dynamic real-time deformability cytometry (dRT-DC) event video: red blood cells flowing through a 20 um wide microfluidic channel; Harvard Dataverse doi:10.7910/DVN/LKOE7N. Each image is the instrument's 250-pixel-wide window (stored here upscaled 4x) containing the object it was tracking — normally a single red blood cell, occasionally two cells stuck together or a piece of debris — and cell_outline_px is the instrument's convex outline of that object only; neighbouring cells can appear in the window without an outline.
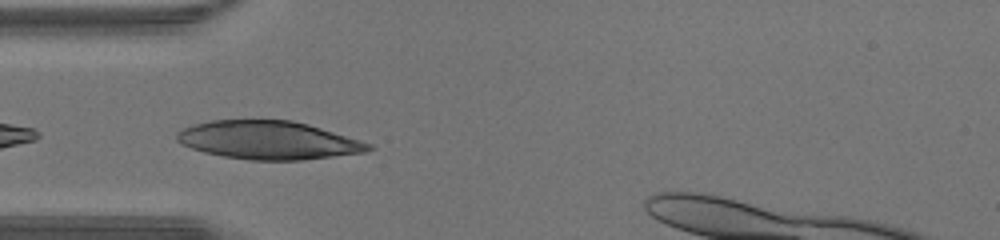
{"species": "human", "species_latin": "Homo sapiens", "temperature_condition": "warm", "stored_images_in_passage": 16, "camera_frame_rate_fps": 3000, "um_per_image_px": 0.085, "donor": {"sex": "male"}, "frame": {"image": 1, "passage_image": 11, "time_ms": 3.333, "image_size_px": [1000, 240], "cell_outline_px": [[376, 148], [364, 152], [304, 160], [252, 160], [224, 156], [204, 152], [180, 144], [176, 140], [176, 132], [184, 128], [196, 124], [212, 120], [292, 120], [308, 124], [360, 140], [372, 144]], "centroid_in_image_um": [22.82, 11.92], "position_along_channel_um": 62.2, "area_um2": 42.6}}
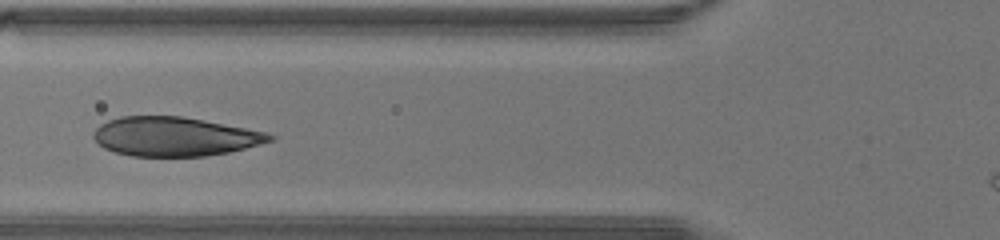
{"frame": {"image": 2, "passage_image": 14, "time_ms": 4.333, "image_size_px": [1000, 240], "cell_outline_px": [[276, 140], [228, 152], [204, 156], [132, 156], [116, 152], [104, 148], [92, 136], [92, 132], [100, 124], [108, 120], [120, 116], [184, 116], [264, 132], [276, 136]], "centroid_in_image_um": [14.82, 11.6], "position_along_channel_um": 111.0, "area_um2": 40.0}}